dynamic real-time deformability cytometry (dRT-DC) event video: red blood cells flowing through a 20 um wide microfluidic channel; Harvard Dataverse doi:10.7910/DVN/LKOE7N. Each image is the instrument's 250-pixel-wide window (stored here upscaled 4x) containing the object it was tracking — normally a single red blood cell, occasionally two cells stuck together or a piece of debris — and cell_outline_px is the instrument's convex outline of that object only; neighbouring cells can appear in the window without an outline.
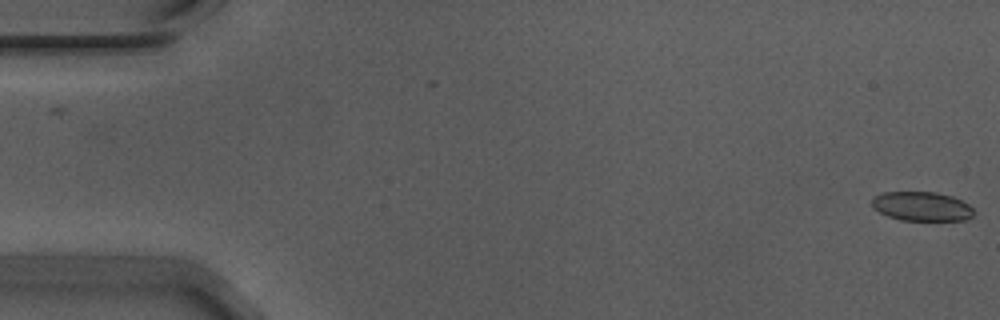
{"species": "Egyptian fruit bat (a non-hibernating species)", "species_latin": "Rousettus aegyptiacus", "temperature_condition": "warm", "stored_images_in_passage": 18, "camera_frame_rate_fps": 3000, "um_per_image_px": 0.085, "animal": {"sex": "male"}, "frame": {"image": 1, "passage_image": 1, "time_ms": 0.0, "image_size_px": [1000, 320], "cell_outline_px": [[972, 216], [964, 220], [900, 220], [888, 216], [872, 208], [872, 200], [876, 196], [884, 192], [936, 192], [952, 196], [968, 204], [972, 208]], "centroid_in_image_um": [78.33, 17.54], "position_along_channel_um": 6.7, "area_um2": 17.17}}
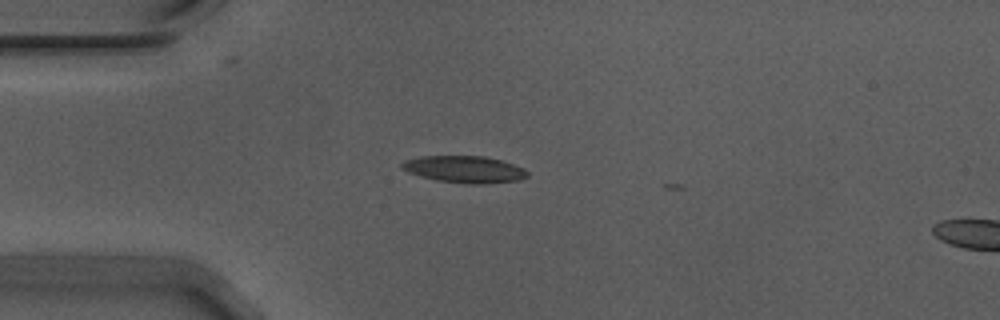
{"frame": {"image": 2, "passage_image": 15, "time_ms": 4.667, "image_size_px": [1000, 320], "cell_outline_px": [[528, 176], [520, 180], [484, 184], [464, 184], [436, 180], [420, 176], [408, 172], [400, 168], [400, 164], [404, 160], [420, 156], [484, 156], [504, 160], [524, 168], [528, 172]], "centroid_in_image_um": [39.49, 14.39], "position_along_channel_um": 45.5, "area_um2": 20.0}}